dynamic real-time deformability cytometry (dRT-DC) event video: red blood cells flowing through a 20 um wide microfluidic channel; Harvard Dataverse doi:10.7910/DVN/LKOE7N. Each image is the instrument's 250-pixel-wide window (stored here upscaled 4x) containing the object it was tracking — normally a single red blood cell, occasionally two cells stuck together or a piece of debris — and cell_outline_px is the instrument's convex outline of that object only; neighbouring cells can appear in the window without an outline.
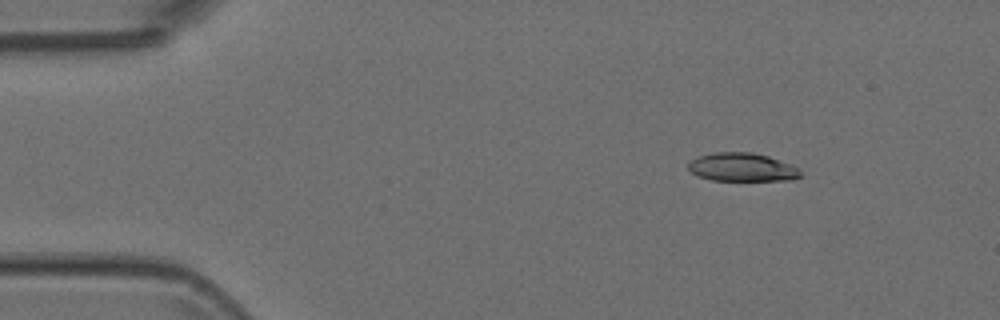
{"species": "Egyptian fruit bat (a non-hibernating species)", "species_latin": "Rousettus aegyptiacus", "temperature_condition": "room temperature", "stored_images_in_passage": 4, "camera_frame_rate_fps": 3000, "um_per_image_px": 0.085, "animal": {"sex": "female"}, "frame": {"image": 1, "passage_image": 4, "time_ms": 1.0, "image_size_px": [1000, 320], "cell_outline_px": [[800, 176], [792, 180], [712, 180], [696, 176], [688, 168], [688, 164], [696, 156], [716, 152], [752, 152], [768, 156], [792, 164], [800, 172]], "centroid_in_image_um": [63.05, 14.21], "position_along_channel_um": 21.9, "area_um2": 18.55}}